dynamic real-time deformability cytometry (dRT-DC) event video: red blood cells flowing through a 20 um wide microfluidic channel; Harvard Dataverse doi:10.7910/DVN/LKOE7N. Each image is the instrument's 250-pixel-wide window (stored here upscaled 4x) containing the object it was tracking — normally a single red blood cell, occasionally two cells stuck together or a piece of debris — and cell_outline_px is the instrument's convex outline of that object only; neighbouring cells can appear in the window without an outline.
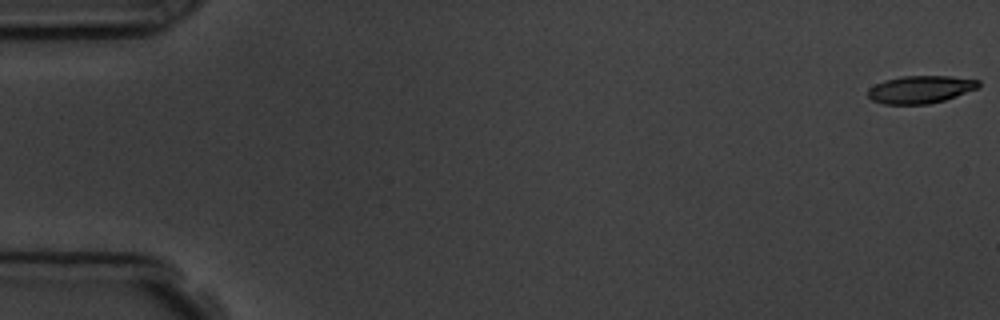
{"species": "common noctule bat (a hibernating species)", "species_latin": "Nyctalus noctula", "temperature_condition": "room temperature", "stored_images_in_passage": 5, "camera_frame_rate_fps": 3000, "um_per_image_px": 0.085, "animal": {"sex": "male", "body_mass_g": 19.5, "forearm_length_mm": 54.6}, "frame": {"image": 1, "passage_image": 1, "time_ms": 0.0, "image_size_px": [1000, 320], "cell_outline_px": [[980, 88], [944, 100], [928, 104], [884, 104], [872, 100], [868, 96], [868, 88], [884, 80], [904, 76], [952, 76], [980, 80]], "centroid_in_image_um": [78.27, 7.6], "position_along_channel_um": 6.7, "area_um2": 17.86}}
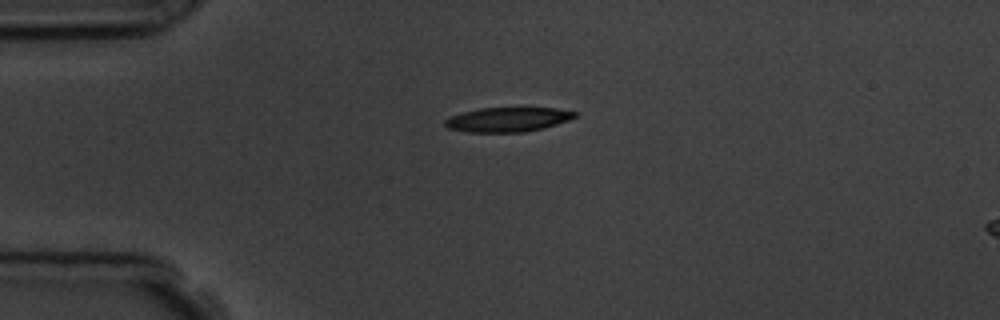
{"frame": {"image": 2, "passage_image": 4, "time_ms": 4.333, "image_size_px": [1000, 320], "cell_outline_px": [[576, 116], [568, 120], [544, 128], [524, 132], [468, 132], [448, 128], [444, 124], [444, 120], [452, 116], [464, 112], [480, 108], [520, 104], [556, 108], [576, 112]], "centroid_in_image_um": [43.21, 10.1], "position_along_channel_um": 41.8, "area_um2": 19.42}}